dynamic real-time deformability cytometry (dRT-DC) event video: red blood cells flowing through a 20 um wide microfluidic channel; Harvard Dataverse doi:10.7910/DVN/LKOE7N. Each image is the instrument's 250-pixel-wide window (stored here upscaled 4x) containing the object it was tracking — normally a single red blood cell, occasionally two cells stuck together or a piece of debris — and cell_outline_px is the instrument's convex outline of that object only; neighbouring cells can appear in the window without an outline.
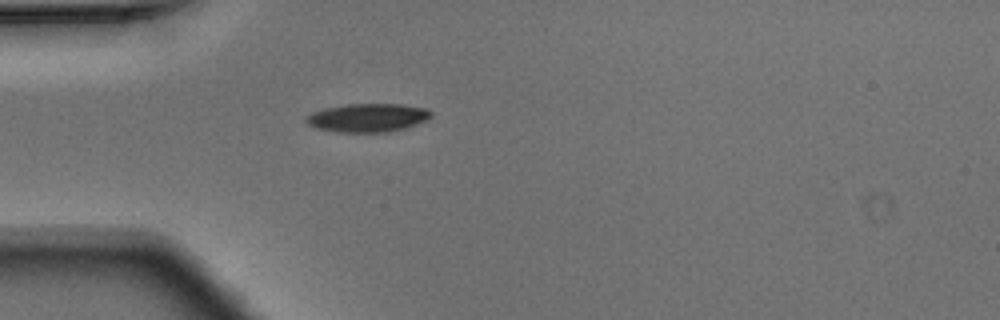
{"species": "Egyptian fruit bat (a non-hibernating species)", "species_latin": "Rousettus aegyptiacus", "temperature_condition": "warm", "stored_images_in_passage": 1, "camera_frame_rate_fps": 3000, "um_per_image_px": 0.085, "animal": {"sex": "male"}, "frame": {"image": 1, "passage_image": 1, "time_ms": 0.0, "image_size_px": [1000, 320], "cell_outline_px": [[432, 116], [416, 124], [404, 128], [388, 132], [340, 132], [316, 128], [308, 124], [304, 120], [304, 116], [312, 112], [324, 108], [348, 104], [404, 104], [428, 108], [432, 112]], "centroid_in_image_um": [31.24, 9.99], "position_along_channel_um": 53.8, "area_um2": 20.81}}